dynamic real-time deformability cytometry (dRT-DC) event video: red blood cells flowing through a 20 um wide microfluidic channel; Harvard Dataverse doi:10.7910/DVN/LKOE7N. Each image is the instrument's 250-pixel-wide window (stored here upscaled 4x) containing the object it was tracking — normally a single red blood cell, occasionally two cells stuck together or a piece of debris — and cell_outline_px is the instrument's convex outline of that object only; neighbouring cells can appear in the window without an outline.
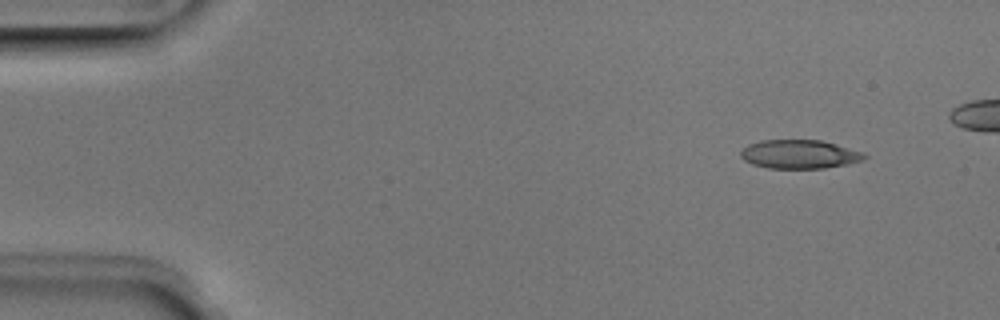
{"species": "Egyptian fruit bat (a non-hibernating species)", "species_latin": "Rousettus aegyptiacus", "temperature_condition": "room temperature", "stored_images_in_passage": 7, "camera_frame_rate_fps": 3000, "um_per_image_px": 0.085, "animal": {"sex": "male"}, "frame": {"image": 1, "passage_image": 1, "time_ms": 0.0, "image_size_px": [1000, 320], "cell_outline_px": [[868, 156], [860, 160], [848, 164], [824, 168], [768, 168], [752, 164], [744, 160], [740, 156], [740, 152], [748, 144], [760, 140], [820, 140], [836, 144], [864, 152]], "centroid_in_image_um": [67.94, 13.1], "position_along_channel_um": 17.1, "area_um2": 20.69}}
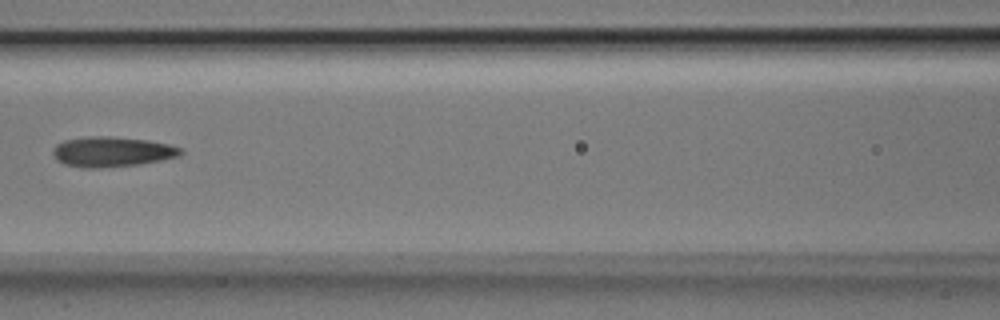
{"frame": {"image": 2, "passage_image": 6, "time_ms": 1.667, "image_size_px": [1000, 320], "cell_outline_px": [[184, 152], [180, 156], [140, 164], [100, 168], [84, 168], [64, 164], [56, 160], [52, 152], [56, 144], [64, 140], [92, 136], [108, 136], [148, 140], [168, 144], [184, 148]], "centroid_in_image_um": [9.53, 12.9], "position_along_channel_um": 157.1, "area_um2": 22.54}}
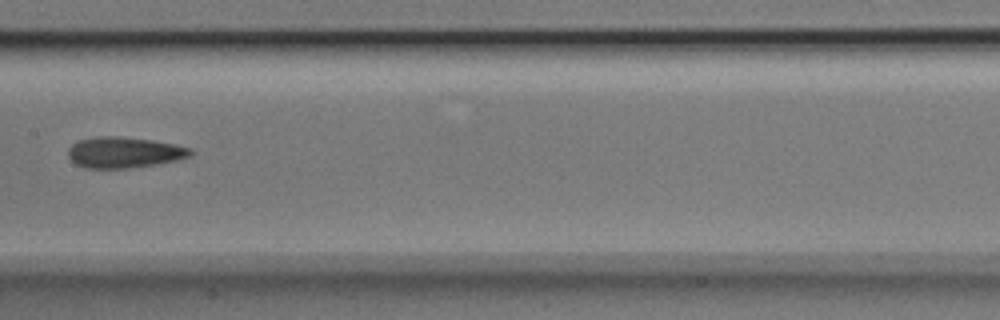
{"frame": {"image": 3, "passage_image": 7, "time_ms": 2.0, "image_size_px": [1000, 320], "cell_outline_px": [[196, 152], [192, 156], [176, 160], [156, 164], [128, 168], [84, 168], [76, 164], [68, 156], [68, 148], [72, 144], [80, 140], [100, 136], [116, 136], [152, 140], [176, 144], [192, 148]], "centroid_in_image_um": [10.6, 12.95], "position_along_channel_um": 196.8, "area_um2": 22.14}}